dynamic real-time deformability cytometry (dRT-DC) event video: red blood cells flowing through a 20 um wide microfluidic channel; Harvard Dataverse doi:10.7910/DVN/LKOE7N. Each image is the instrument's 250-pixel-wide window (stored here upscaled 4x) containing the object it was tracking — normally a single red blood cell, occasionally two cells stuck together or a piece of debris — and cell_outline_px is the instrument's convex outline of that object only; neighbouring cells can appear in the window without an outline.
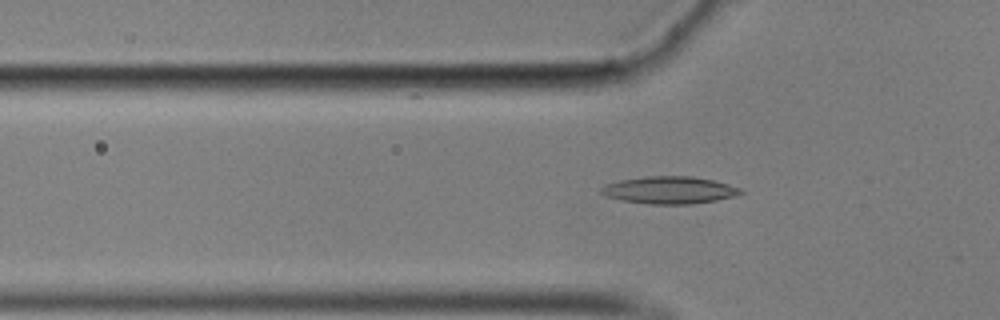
{"species": "common noctule bat (a hibernating species)", "species_latin": "Nyctalus noctula", "temperature_condition": "cold", "stored_images_in_passage": 49, "camera_frame_rate_fps": 3000, "um_per_image_px": 0.085, "animal": {"sex": "male", "body_mass_g": 17.9}, "frame": {"image": 1, "passage_image": 10, "time_ms": 3.0, "image_size_px": [1000, 320], "cell_outline_px": [[744, 192], [736, 196], [716, 200], [692, 204], [652, 204], [624, 200], [608, 196], [600, 192], [600, 188], [604, 184], [620, 180], [648, 176], [692, 176], [712, 180], [728, 184], [740, 188]], "centroid_in_image_um": [56.92, 16.15], "position_along_channel_um": 68.9, "area_um2": 22.02}}
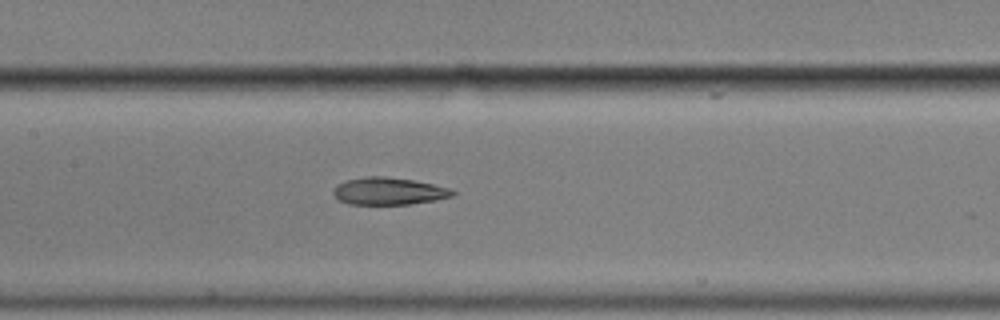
{"frame": {"image": 2, "passage_image": 19, "time_ms": 6.0, "image_size_px": [1000, 320], "cell_outline_px": [[456, 192], [452, 196], [436, 200], [412, 204], [348, 204], [340, 200], [332, 192], [336, 184], [344, 180], [364, 176], [384, 176], [412, 180], [452, 188]], "centroid_in_image_um": [33.03, 16.24], "position_along_channel_um": 174.4, "area_um2": 19.07}}
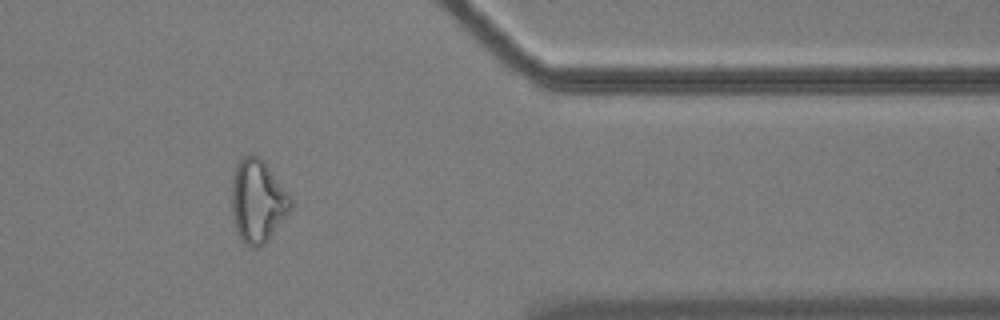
{"frame": {"image": 3, "passage_image": 39, "time_ms": 12.667, "image_size_px": [1000, 320], "cell_outline_px": [[292, 208], [268, 240], [264, 244], [256, 248], [252, 248], [244, 244], [236, 232], [232, 216], [232, 172], [240, 156], [252, 152], [264, 164], [288, 192], [292, 200]], "centroid_in_image_um": [21.86, 17.1], "position_along_channel_um": 389.5, "area_um2": 28.61}, "authors_computed_cell_mechanics": {"area_um2": 20.4612, "velocity_mm_per_s": 3.5032, "shape_relaxation_time_tau1_ms": null, "shape_relaxation_time_tau2_ms": 3.3965, "deformation_change_tau1": null, "deformation_change_tau2": 0.1191}}